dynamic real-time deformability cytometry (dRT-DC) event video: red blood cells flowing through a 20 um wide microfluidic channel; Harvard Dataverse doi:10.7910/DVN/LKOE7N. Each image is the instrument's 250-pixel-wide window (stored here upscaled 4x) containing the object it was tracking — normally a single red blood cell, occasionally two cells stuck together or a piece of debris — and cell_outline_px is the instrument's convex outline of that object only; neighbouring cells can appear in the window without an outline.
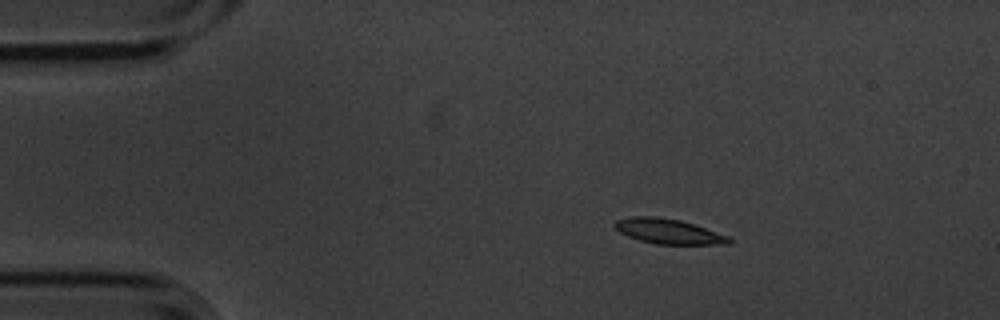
{"species": "common noctule bat (a hibernating species)", "species_latin": "Nyctalus noctula", "temperature_condition": "cold", "stored_images_in_passage": 4, "camera_frame_rate_fps": 3000, "um_per_image_px": 0.085, "animal": {"sex": "male", "body_mass_g": 20.1, "forearm_length_mm": 53.5}, "frame": {"image": 1, "passage_image": 2, "time_ms": 0.333, "image_size_px": [1000, 320], "cell_outline_px": [[732, 240], [728, 244], [656, 244], [640, 240], [628, 236], [620, 232], [612, 224], [616, 220], [632, 216], [656, 216], [680, 220], [728, 236]], "centroid_in_image_um": [56.77, 19.66], "position_along_channel_um": 28.2, "area_um2": 16.42}}
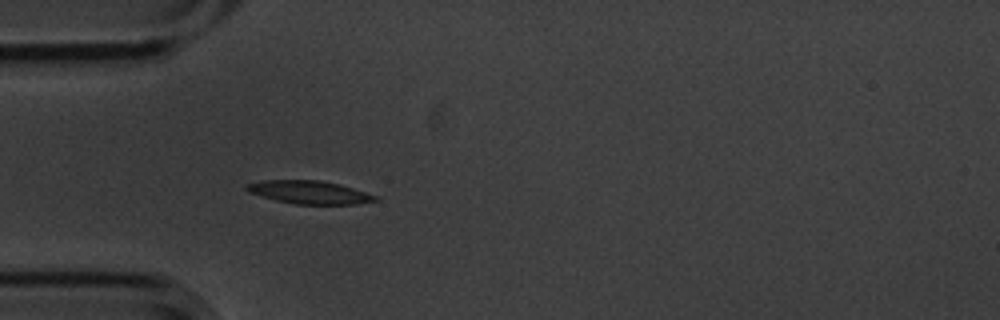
{"frame": {"image": 2, "passage_image": 4, "time_ms": 1.0, "image_size_px": [1000, 320], "cell_outline_px": [[380, 200], [356, 204], [296, 204], [276, 200], [248, 192], [244, 188], [248, 184], [264, 180], [320, 180], [340, 184], [380, 196]], "centroid_in_image_um": [26.36, 16.34], "position_along_channel_um": 58.6, "area_um2": 17.34}}